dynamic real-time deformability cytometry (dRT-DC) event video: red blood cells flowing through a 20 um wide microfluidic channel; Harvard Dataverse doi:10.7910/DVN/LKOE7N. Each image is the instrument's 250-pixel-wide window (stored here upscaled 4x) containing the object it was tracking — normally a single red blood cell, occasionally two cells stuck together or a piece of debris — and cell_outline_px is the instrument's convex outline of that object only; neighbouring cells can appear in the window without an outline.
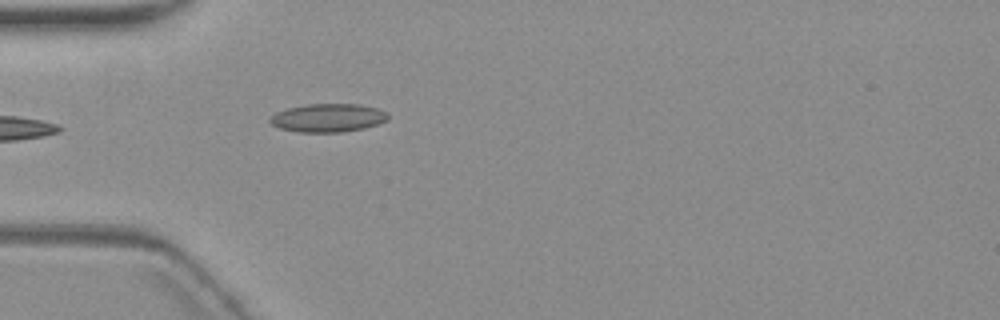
{"species": "common noctule bat (a hibernating species)", "species_latin": "Nyctalus noctula", "temperature_condition": "warm", "stored_images_in_passage": 6, "camera_frame_rate_fps": 3000, "um_per_image_px": 0.085, "animal": {"sex": "female", "body_mass_g": 19.3, "forearm_length_mm": 54.1}, "frame": {"image": 1, "passage_image": 6, "time_ms": 6.0, "image_size_px": [1000, 320], "cell_outline_px": [[388, 120], [364, 128], [344, 132], [300, 132], [280, 128], [272, 124], [268, 120], [276, 112], [288, 108], [308, 104], [360, 104], [376, 108], [388, 112]], "centroid_in_image_um": [27.9, 10.01], "position_along_channel_um": 57.1, "area_um2": 19.42}}